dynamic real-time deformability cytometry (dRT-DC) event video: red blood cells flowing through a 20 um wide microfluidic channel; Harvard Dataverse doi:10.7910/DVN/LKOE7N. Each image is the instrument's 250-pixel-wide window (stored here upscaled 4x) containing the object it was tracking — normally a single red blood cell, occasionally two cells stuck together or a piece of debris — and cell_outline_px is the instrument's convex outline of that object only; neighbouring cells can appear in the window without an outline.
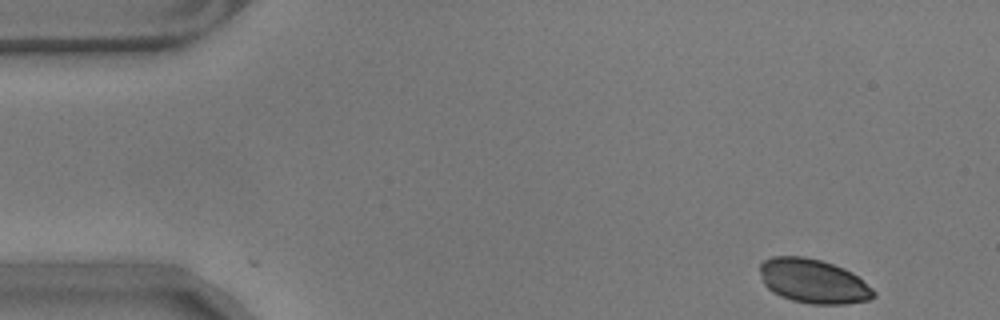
{"species": "common noctule bat (a hibernating species)", "species_latin": "Nyctalus noctula", "temperature_condition": "warm", "stored_images_in_passage": 2, "camera_frame_rate_fps": 3000, "um_per_image_px": 0.085, "animal": {"sex": "male", "body_mass_g": 17.9}, "frame": {"image": 1, "passage_image": 2, "time_ms": 0.333, "image_size_px": [1000, 320], "cell_outline_px": [[876, 296], [868, 300], [844, 304], [812, 304], [792, 300], [780, 296], [772, 292], [764, 284], [760, 272], [760, 264], [764, 260], [772, 256], [804, 256], [820, 260], [844, 268], [852, 272], [872, 288], [876, 292]], "centroid_in_image_um": [69.13, 23.9], "position_along_channel_um": 15.9, "area_um2": 29.3}}